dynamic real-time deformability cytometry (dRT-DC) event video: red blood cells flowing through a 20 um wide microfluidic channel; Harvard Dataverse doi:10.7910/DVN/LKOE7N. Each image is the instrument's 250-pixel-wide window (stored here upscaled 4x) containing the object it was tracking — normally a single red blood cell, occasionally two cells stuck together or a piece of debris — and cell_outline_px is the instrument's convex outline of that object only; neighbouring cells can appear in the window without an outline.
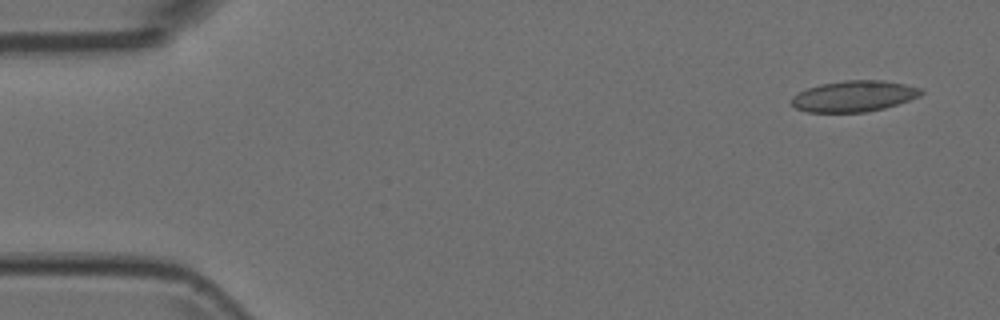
{"species": "Egyptian fruit bat (a non-hibernating species)", "species_latin": "Rousettus aegyptiacus", "temperature_condition": "room temperature", "stored_images_in_passage": 6, "camera_frame_rate_fps": 3000, "um_per_image_px": 0.085, "animal": {"sex": "female"}, "frame": {"image": 1, "passage_image": 1, "time_ms": 0.0, "image_size_px": [1000, 320], "cell_outline_px": [[924, 92], [920, 96], [884, 108], [864, 112], [808, 112], [796, 108], [792, 104], [792, 96], [808, 88], [820, 84], [844, 80], [884, 80], [904, 84], [920, 88]], "centroid_in_image_um": [72.59, 8.17], "position_along_channel_um": 12.4, "area_um2": 23.24}}
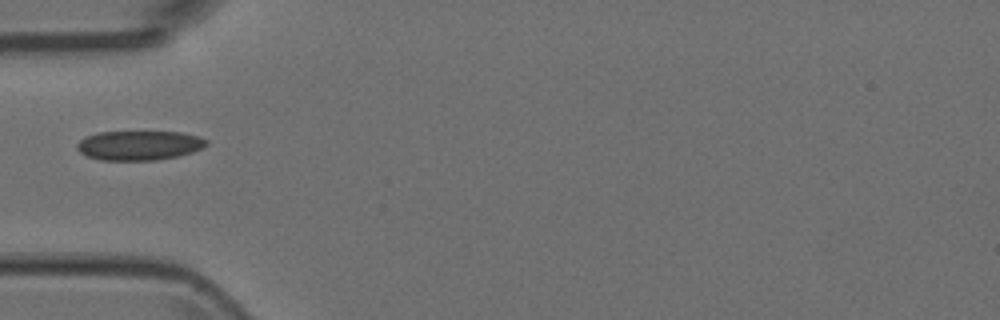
{"frame": {"image": 2, "passage_image": 5, "time_ms": 1.333, "image_size_px": [1000, 320], "cell_outline_px": [[208, 144], [192, 152], [176, 156], [156, 160], [100, 160], [88, 156], [80, 152], [76, 148], [76, 144], [84, 136], [100, 132], [180, 132], [200, 136], [208, 140]], "centroid_in_image_um": [11.81, 12.35], "position_along_channel_um": 73.2, "area_um2": 22.2}}
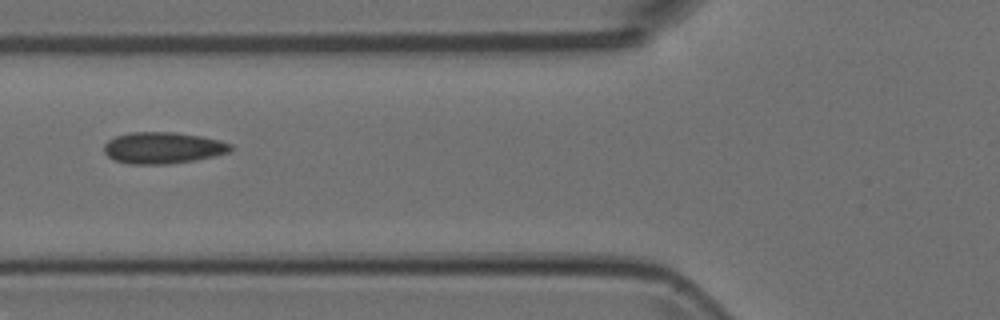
{"frame": {"image": 3, "passage_image": 6, "time_ms": 1.667, "image_size_px": [1000, 320], "cell_outline_px": [[232, 148], [228, 152], [216, 156], [196, 160], [168, 164], [128, 164], [116, 160], [108, 156], [104, 152], [104, 144], [108, 140], [116, 136], [132, 132], [176, 132], [200, 136], [220, 140], [232, 144]], "centroid_in_image_um": [13.86, 12.57], "position_along_channel_um": 111.9, "area_um2": 23.29}}